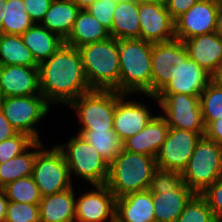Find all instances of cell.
Returning a JSON list of instances; mask_svg holds the SVG:
<instances>
[{
  "mask_svg": "<svg viewBox=\"0 0 222 222\" xmlns=\"http://www.w3.org/2000/svg\"><path fill=\"white\" fill-rule=\"evenodd\" d=\"M39 89L50 105L68 106L91 91L78 48L63 43L39 64Z\"/></svg>",
  "mask_w": 222,
  "mask_h": 222,
  "instance_id": "6da1fadb",
  "label": "cell"
},
{
  "mask_svg": "<svg viewBox=\"0 0 222 222\" xmlns=\"http://www.w3.org/2000/svg\"><path fill=\"white\" fill-rule=\"evenodd\" d=\"M152 45L142 39H118L120 94L152 95Z\"/></svg>",
  "mask_w": 222,
  "mask_h": 222,
  "instance_id": "7a4b0ae2",
  "label": "cell"
},
{
  "mask_svg": "<svg viewBox=\"0 0 222 222\" xmlns=\"http://www.w3.org/2000/svg\"><path fill=\"white\" fill-rule=\"evenodd\" d=\"M78 50L91 90H115L120 93L118 40L110 37L82 45Z\"/></svg>",
  "mask_w": 222,
  "mask_h": 222,
  "instance_id": "3957f363",
  "label": "cell"
},
{
  "mask_svg": "<svg viewBox=\"0 0 222 222\" xmlns=\"http://www.w3.org/2000/svg\"><path fill=\"white\" fill-rule=\"evenodd\" d=\"M156 169L155 158L123 149L109 164L105 185L116 199L129 193L148 190Z\"/></svg>",
  "mask_w": 222,
  "mask_h": 222,
  "instance_id": "277c9868",
  "label": "cell"
},
{
  "mask_svg": "<svg viewBox=\"0 0 222 222\" xmlns=\"http://www.w3.org/2000/svg\"><path fill=\"white\" fill-rule=\"evenodd\" d=\"M67 139L66 143L55 145L64 155L71 180L76 176L90 186L105 185L109 163L80 134L76 133Z\"/></svg>",
  "mask_w": 222,
  "mask_h": 222,
  "instance_id": "5b68a950",
  "label": "cell"
},
{
  "mask_svg": "<svg viewBox=\"0 0 222 222\" xmlns=\"http://www.w3.org/2000/svg\"><path fill=\"white\" fill-rule=\"evenodd\" d=\"M183 182L196 194L222 178V147L202 136L182 171Z\"/></svg>",
  "mask_w": 222,
  "mask_h": 222,
  "instance_id": "8992f818",
  "label": "cell"
},
{
  "mask_svg": "<svg viewBox=\"0 0 222 222\" xmlns=\"http://www.w3.org/2000/svg\"><path fill=\"white\" fill-rule=\"evenodd\" d=\"M67 107L77 115L78 130H113L116 91L91 90Z\"/></svg>",
  "mask_w": 222,
  "mask_h": 222,
  "instance_id": "52a82bcc",
  "label": "cell"
},
{
  "mask_svg": "<svg viewBox=\"0 0 222 222\" xmlns=\"http://www.w3.org/2000/svg\"><path fill=\"white\" fill-rule=\"evenodd\" d=\"M52 106L42 94L31 96L5 97L1 110L18 133H25L40 141L37 124L49 114Z\"/></svg>",
  "mask_w": 222,
  "mask_h": 222,
  "instance_id": "ba28073f",
  "label": "cell"
},
{
  "mask_svg": "<svg viewBox=\"0 0 222 222\" xmlns=\"http://www.w3.org/2000/svg\"><path fill=\"white\" fill-rule=\"evenodd\" d=\"M32 177L41 197L53 195L75 186L64 155L56 145L49 149L44 146L37 153Z\"/></svg>",
  "mask_w": 222,
  "mask_h": 222,
  "instance_id": "9c48e42d",
  "label": "cell"
},
{
  "mask_svg": "<svg viewBox=\"0 0 222 222\" xmlns=\"http://www.w3.org/2000/svg\"><path fill=\"white\" fill-rule=\"evenodd\" d=\"M157 103L161 115L170 128L188 130L192 132H205L202 119L200 96L186 94H157L144 95ZM159 105V106H158Z\"/></svg>",
  "mask_w": 222,
  "mask_h": 222,
  "instance_id": "30bf717a",
  "label": "cell"
},
{
  "mask_svg": "<svg viewBox=\"0 0 222 222\" xmlns=\"http://www.w3.org/2000/svg\"><path fill=\"white\" fill-rule=\"evenodd\" d=\"M171 79L158 94L200 96L211 82V74L193 61L180 40V60L170 69Z\"/></svg>",
  "mask_w": 222,
  "mask_h": 222,
  "instance_id": "8fae6325",
  "label": "cell"
},
{
  "mask_svg": "<svg viewBox=\"0 0 222 222\" xmlns=\"http://www.w3.org/2000/svg\"><path fill=\"white\" fill-rule=\"evenodd\" d=\"M205 132L169 128L156 157V166L162 170L181 172L186 168L195 146Z\"/></svg>",
  "mask_w": 222,
  "mask_h": 222,
  "instance_id": "7c38bea8",
  "label": "cell"
},
{
  "mask_svg": "<svg viewBox=\"0 0 222 222\" xmlns=\"http://www.w3.org/2000/svg\"><path fill=\"white\" fill-rule=\"evenodd\" d=\"M221 5L217 0H200L175 22V37L184 41L219 31Z\"/></svg>",
  "mask_w": 222,
  "mask_h": 222,
  "instance_id": "4fadbf2b",
  "label": "cell"
},
{
  "mask_svg": "<svg viewBox=\"0 0 222 222\" xmlns=\"http://www.w3.org/2000/svg\"><path fill=\"white\" fill-rule=\"evenodd\" d=\"M132 98L134 99L132 94H120L116 91L113 130L122 142L143 130L155 116L152 109H149V104Z\"/></svg>",
  "mask_w": 222,
  "mask_h": 222,
  "instance_id": "5bb4252c",
  "label": "cell"
},
{
  "mask_svg": "<svg viewBox=\"0 0 222 222\" xmlns=\"http://www.w3.org/2000/svg\"><path fill=\"white\" fill-rule=\"evenodd\" d=\"M90 187L84 194L76 191L75 222H110L115 216L114 194L106 185Z\"/></svg>",
  "mask_w": 222,
  "mask_h": 222,
  "instance_id": "9a60e30c",
  "label": "cell"
},
{
  "mask_svg": "<svg viewBox=\"0 0 222 222\" xmlns=\"http://www.w3.org/2000/svg\"><path fill=\"white\" fill-rule=\"evenodd\" d=\"M140 39L151 43L176 39L175 22L165 3H139Z\"/></svg>",
  "mask_w": 222,
  "mask_h": 222,
  "instance_id": "2e32d148",
  "label": "cell"
},
{
  "mask_svg": "<svg viewBox=\"0 0 222 222\" xmlns=\"http://www.w3.org/2000/svg\"><path fill=\"white\" fill-rule=\"evenodd\" d=\"M0 91L3 98L41 94L39 67L0 66Z\"/></svg>",
  "mask_w": 222,
  "mask_h": 222,
  "instance_id": "e0dca14e",
  "label": "cell"
},
{
  "mask_svg": "<svg viewBox=\"0 0 222 222\" xmlns=\"http://www.w3.org/2000/svg\"><path fill=\"white\" fill-rule=\"evenodd\" d=\"M169 128L161 113L156 112L143 130L123 142V149L155 158L166 139Z\"/></svg>",
  "mask_w": 222,
  "mask_h": 222,
  "instance_id": "ac0fdd59",
  "label": "cell"
},
{
  "mask_svg": "<svg viewBox=\"0 0 222 222\" xmlns=\"http://www.w3.org/2000/svg\"><path fill=\"white\" fill-rule=\"evenodd\" d=\"M188 56L211 75L222 62V37L219 31L183 41Z\"/></svg>",
  "mask_w": 222,
  "mask_h": 222,
  "instance_id": "d6986e66",
  "label": "cell"
},
{
  "mask_svg": "<svg viewBox=\"0 0 222 222\" xmlns=\"http://www.w3.org/2000/svg\"><path fill=\"white\" fill-rule=\"evenodd\" d=\"M180 60V40L153 43L152 45V95L156 96L170 81V68Z\"/></svg>",
  "mask_w": 222,
  "mask_h": 222,
  "instance_id": "ffe728a7",
  "label": "cell"
},
{
  "mask_svg": "<svg viewBox=\"0 0 222 222\" xmlns=\"http://www.w3.org/2000/svg\"><path fill=\"white\" fill-rule=\"evenodd\" d=\"M115 216L123 222H155L152 193H129L115 201Z\"/></svg>",
  "mask_w": 222,
  "mask_h": 222,
  "instance_id": "44dd1931",
  "label": "cell"
},
{
  "mask_svg": "<svg viewBox=\"0 0 222 222\" xmlns=\"http://www.w3.org/2000/svg\"><path fill=\"white\" fill-rule=\"evenodd\" d=\"M195 195L184 183L173 191L152 193L155 222H175Z\"/></svg>",
  "mask_w": 222,
  "mask_h": 222,
  "instance_id": "7402d4cb",
  "label": "cell"
},
{
  "mask_svg": "<svg viewBox=\"0 0 222 222\" xmlns=\"http://www.w3.org/2000/svg\"><path fill=\"white\" fill-rule=\"evenodd\" d=\"M75 203L74 186L42 197L39 203L40 222H75Z\"/></svg>",
  "mask_w": 222,
  "mask_h": 222,
  "instance_id": "603a6c76",
  "label": "cell"
},
{
  "mask_svg": "<svg viewBox=\"0 0 222 222\" xmlns=\"http://www.w3.org/2000/svg\"><path fill=\"white\" fill-rule=\"evenodd\" d=\"M80 10L71 0H53L40 25L65 41Z\"/></svg>",
  "mask_w": 222,
  "mask_h": 222,
  "instance_id": "cb8c5ba5",
  "label": "cell"
},
{
  "mask_svg": "<svg viewBox=\"0 0 222 222\" xmlns=\"http://www.w3.org/2000/svg\"><path fill=\"white\" fill-rule=\"evenodd\" d=\"M110 37V32L105 26L99 23L87 9H81L64 43L78 48L85 44L107 40Z\"/></svg>",
  "mask_w": 222,
  "mask_h": 222,
  "instance_id": "d4e9b609",
  "label": "cell"
},
{
  "mask_svg": "<svg viewBox=\"0 0 222 222\" xmlns=\"http://www.w3.org/2000/svg\"><path fill=\"white\" fill-rule=\"evenodd\" d=\"M139 3L119 1L116 5L110 36L115 39H140Z\"/></svg>",
  "mask_w": 222,
  "mask_h": 222,
  "instance_id": "484cf974",
  "label": "cell"
},
{
  "mask_svg": "<svg viewBox=\"0 0 222 222\" xmlns=\"http://www.w3.org/2000/svg\"><path fill=\"white\" fill-rule=\"evenodd\" d=\"M21 36L38 64L52 56L64 43L58 35L40 24L32 25Z\"/></svg>",
  "mask_w": 222,
  "mask_h": 222,
  "instance_id": "4316f807",
  "label": "cell"
},
{
  "mask_svg": "<svg viewBox=\"0 0 222 222\" xmlns=\"http://www.w3.org/2000/svg\"><path fill=\"white\" fill-rule=\"evenodd\" d=\"M42 140L35 141L22 154L0 164V189L23 177L32 176L37 153L46 145Z\"/></svg>",
  "mask_w": 222,
  "mask_h": 222,
  "instance_id": "83f0119b",
  "label": "cell"
},
{
  "mask_svg": "<svg viewBox=\"0 0 222 222\" xmlns=\"http://www.w3.org/2000/svg\"><path fill=\"white\" fill-rule=\"evenodd\" d=\"M15 65L38 67L31 51L25 46L21 35H0V66Z\"/></svg>",
  "mask_w": 222,
  "mask_h": 222,
  "instance_id": "f1b7e54d",
  "label": "cell"
},
{
  "mask_svg": "<svg viewBox=\"0 0 222 222\" xmlns=\"http://www.w3.org/2000/svg\"><path fill=\"white\" fill-rule=\"evenodd\" d=\"M80 134L109 164L123 150V142L114 130H78Z\"/></svg>",
  "mask_w": 222,
  "mask_h": 222,
  "instance_id": "f546056e",
  "label": "cell"
},
{
  "mask_svg": "<svg viewBox=\"0 0 222 222\" xmlns=\"http://www.w3.org/2000/svg\"><path fill=\"white\" fill-rule=\"evenodd\" d=\"M2 8L0 19L3 21V34L22 35L34 25L24 7L23 0H7Z\"/></svg>",
  "mask_w": 222,
  "mask_h": 222,
  "instance_id": "4dcf8cb0",
  "label": "cell"
},
{
  "mask_svg": "<svg viewBox=\"0 0 222 222\" xmlns=\"http://www.w3.org/2000/svg\"><path fill=\"white\" fill-rule=\"evenodd\" d=\"M8 201L39 204L41 195L32 176L19 178L2 188Z\"/></svg>",
  "mask_w": 222,
  "mask_h": 222,
  "instance_id": "1f68e13d",
  "label": "cell"
},
{
  "mask_svg": "<svg viewBox=\"0 0 222 222\" xmlns=\"http://www.w3.org/2000/svg\"><path fill=\"white\" fill-rule=\"evenodd\" d=\"M199 98L206 128L212 121L222 118V87L211 81Z\"/></svg>",
  "mask_w": 222,
  "mask_h": 222,
  "instance_id": "d6a6232c",
  "label": "cell"
},
{
  "mask_svg": "<svg viewBox=\"0 0 222 222\" xmlns=\"http://www.w3.org/2000/svg\"><path fill=\"white\" fill-rule=\"evenodd\" d=\"M216 219L206 200L196 194L186 205L175 222H215Z\"/></svg>",
  "mask_w": 222,
  "mask_h": 222,
  "instance_id": "836d02e7",
  "label": "cell"
},
{
  "mask_svg": "<svg viewBox=\"0 0 222 222\" xmlns=\"http://www.w3.org/2000/svg\"><path fill=\"white\" fill-rule=\"evenodd\" d=\"M183 183L181 172L157 168L152 175L148 190L151 193H163L178 189Z\"/></svg>",
  "mask_w": 222,
  "mask_h": 222,
  "instance_id": "e575fe53",
  "label": "cell"
},
{
  "mask_svg": "<svg viewBox=\"0 0 222 222\" xmlns=\"http://www.w3.org/2000/svg\"><path fill=\"white\" fill-rule=\"evenodd\" d=\"M35 140L25 133H17L12 138L0 142V164L22 154Z\"/></svg>",
  "mask_w": 222,
  "mask_h": 222,
  "instance_id": "d590c367",
  "label": "cell"
},
{
  "mask_svg": "<svg viewBox=\"0 0 222 222\" xmlns=\"http://www.w3.org/2000/svg\"><path fill=\"white\" fill-rule=\"evenodd\" d=\"M5 222H40L39 204L9 201Z\"/></svg>",
  "mask_w": 222,
  "mask_h": 222,
  "instance_id": "8d00e7d4",
  "label": "cell"
},
{
  "mask_svg": "<svg viewBox=\"0 0 222 222\" xmlns=\"http://www.w3.org/2000/svg\"><path fill=\"white\" fill-rule=\"evenodd\" d=\"M117 3L116 0H97L86 9L111 32Z\"/></svg>",
  "mask_w": 222,
  "mask_h": 222,
  "instance_id": "74e56055",
  "label": "cell"
},
{
  "mask_svg": "<svg viewBox=\"0 0 222 222\" xmlns=\"http://www.w3.org/2000/svg\"><path fill=\"white\" fill-rule=\"evenodd\" d=\"M200 195L206 200L215 219L222 217V178L208 186Z\"/></svg>",
  "mask_w": 222,
  "mask_h": 222,
  "instance_id": "f35d334b",
  "label": "cell"
},
{
  "mask_svg": "<svg viewBox=\"0 0 222 222\" xmlns=\"http://www.w3.org/2000/svg\"><path fill=\"white\" fill-rule=\"evenodd\" d=\"M53 0H23L24 7L34 24H40Z\"/></svg>",
  "mask_w": 222,
  "mask_h": 222,
  "instance_id": "ab89813d",
  "label": "cell"
},
{
  "mask_svg": "<svg viewBox=\"0 0 222 222\" xmlns=\"http://www.w3.org/2000/svg\"><path fill=\"white\" fill-rule=\"evenodd\" d=\"M198 1L200 0H166L165 5L170 16L175 21Z\"/></svg>",
  "mask_w": 222,
  "mask_h": 222,
  "instance_id": "60d3db41",
  "label": "cell"
},
{
  "mask_svg": "<svg viewBox=\"0 0 222 222\" xmlns=\"http://www.w3.org/2000/svg\"><path fill=\"white\" fill-rule=\"evenodd\" d=\"M204 136L222 147V118L212 121L205 128Z\"/></svg>",
  "mask_w": 222,
  "mask_h": 222,
  "instance_id": "b9f144b4",
  "label": "cell"
},
{
  "mask_svg": "<svg viewBox=\"0 0 222 222\" xmlns=\"http://www.w3.org/2000/svg\"><path fill=\"white\" fill-rule=\"evenodd\" d=\"M17 133L0 109V142L12 138Z\"/></svg>",
  "mask_w": 222,
  "mask_h": 222,
  "instance_id": "7bdbcfd3",
  "label": "cell"
},
{
  "mask_svg": "<svg viewBox=\"0 0 222 222\" xmlns=\"http://www.w3.org/2000/svg\"><path fill=\"white\" fill-rule=\"evenodd\" d=\"M8 202L5 193L0 189V222H5Z\"/></svg>",
  "mask_w": 222,
  "mask_h": 222,
  "instance_id": "ee69618b",
  "label": "cell"
},
{
  "mask_svg": "<svg viewBox=\"0 0 222 222\" xmlns=\"http://www.w3.org/2000/svg\"><path fill=\"white\" fill-rule=\"evenodd\" d=\"M211 76V81L219 87H222V62L218 65L216 71Z\"/></svg>",
  "mask_w": 222,
  "mask_h": 222,
  "instance_id": "f6af8a7d",
  "label": "cell"
},
{
  "mask_svg": "<svg viewBox=\"0 0 222 222\" xmlns=\"http://www.w3.org/2000/svg\"><path fill=\"white\" fill-rule=\"evenodd\" d=\"M71 1H73L80 9H86L97 0H71Z\"/></svg>",
  "mask_w": 222,
  "mask_h": 222,
  "instance_id": "bcb514c9",
  "label": "cell"
},
{
  "mask_svg": "<svg viewBox=\"0 0 222 222\" xmlns=\"http://www.w3.org/2000/svg\"><path fill=\"white\" fill-rule=\"evenodd\" d=\"M138 3H165L166 0H135Z\"/></svg>",
  "mask_w": 222,
  "mask_h": 222,
  "instance_id": "7dc6e473",
  "label": "cell"
},
{
  "mask_svg": "<svg viewBox=\"0 0 222 222\" xmlns=\"http://www.w3.org/2000/svg\"><path fill=\"white\" fill-rule=\"evenodd\" d=\"M7 0H0V11L3 10L2 5L6 4ZM3 21L0 19V35L2 34Z\"/></svg>",
  "mask_w": 222,
  "mask_h": 222,
  "instance_id": "c3c4849f",
  "label": "cell"
},
{
  "mask_svg": "<svg viewBox=\"0 0 222 222\" xmlns=\"http://www.w3.org/2000/svg\"><path fill=\"white\" fill-rule=\"evenodd\" d=\"M219 33L220 36L222 37V6L220 7Z\"/></svg>",
  "mask_w": 222,
  "mask_h": 222,
  "instance_id": "681fc988",
  "label": "cell"
},
{
  "mask_svg": "<svg viewBox=\"0 0 222 222\" xmlns=\"http://www.w3.org/2000/svg\"><path fill=\"white\" fill-rule=\"evenodd\" d=\"M110 222H123V221H121L119 218L114 216Z\"/></svg>",
  "mask_w": 222,
  "mask_h": 222,
  "instance_id": "f907efd6",
  "label": "cell"
},
{
  "mask_svg": "<svg viewBox=\"0 0 222 222\" xmlns=\"http://www.w3.org/2000/svg\"><path fill=\"white\" fill-rule=\"evenodd\" d=\"M2 100H3V95H2V93L0 91V109H1V105H2Z\"/></svg>",
  "mask_w": 222,
  "mask_h": 222,
  "instance_id": "816d5d0a",
  "label": "cell"
},
{
  "mask_svg": "<svg viewBox=\"0 0 222 222\" xmlns=\"http://www.w3.org/2000/svg\"><path fill=\"white\" fill-rule=\"evenodd\" d=\"M215 222H222V217H221V218L216 219V221H215Z\"/></svg>",
  "mask_w": 222,
  "mask_h": 222,
  "instance_id": "f5cc1de1",
  "label": "cell"
},
{
  "mask_svg": "<svg viewBox=\"0 0 222 222\" xmlns=\"http://www.w3.org/2000/svg\"><path fill=\"white\" fill-rule=\"evenodd\" d=\"M219 2V4L222 6V0H217Z\"/></svg>",
  "mask_w": 222,
  "mask_h": 222,
  "instance_id": "db71d44e",
  "label": "cell"
}]
</instances>
